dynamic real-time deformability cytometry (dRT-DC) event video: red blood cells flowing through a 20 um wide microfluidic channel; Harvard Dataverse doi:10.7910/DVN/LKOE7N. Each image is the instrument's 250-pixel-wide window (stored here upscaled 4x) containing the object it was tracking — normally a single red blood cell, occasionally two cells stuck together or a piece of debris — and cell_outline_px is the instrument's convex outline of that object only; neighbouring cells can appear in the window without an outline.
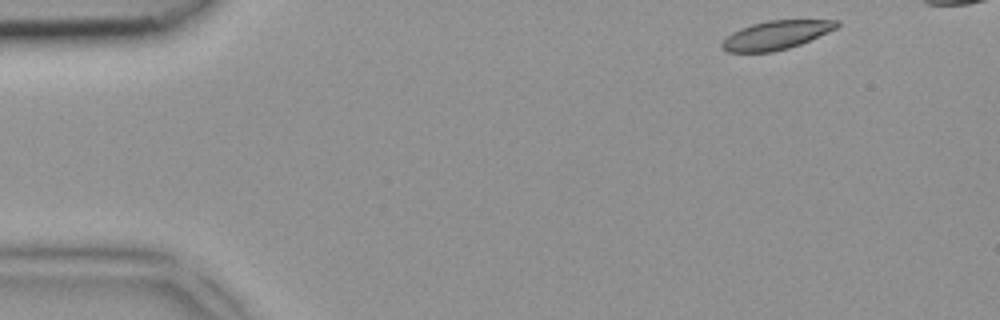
{"species": "common noctule bat (a hibernating species)", "species_latin": "Nyctalus noctula", "temperature_condition": "room temperature", "stored_images_in_passage": 4, "camera_frame_rate_fps": 3000, "um_per_image_px": 0.085, "animal": {"sex": "female", "body_mass_g": 18.4}, "frame": {"image": 1, "passage_image": 1, "time_ms": 0.0, "image_size_px": [1000, 320], "cell_outline_px": [[840, 24], [836, 28], [800, 44], [788, 48], [772, 52], [728, 52], [720, 48], [720, 44], [732, 32], [740, 28], [752, 24], [768, 20], [840, 20]], "centroid_in_image_um": [65.94, 2.98], "position_along_channel_um": 19.1, "area_um2": 19.07}}